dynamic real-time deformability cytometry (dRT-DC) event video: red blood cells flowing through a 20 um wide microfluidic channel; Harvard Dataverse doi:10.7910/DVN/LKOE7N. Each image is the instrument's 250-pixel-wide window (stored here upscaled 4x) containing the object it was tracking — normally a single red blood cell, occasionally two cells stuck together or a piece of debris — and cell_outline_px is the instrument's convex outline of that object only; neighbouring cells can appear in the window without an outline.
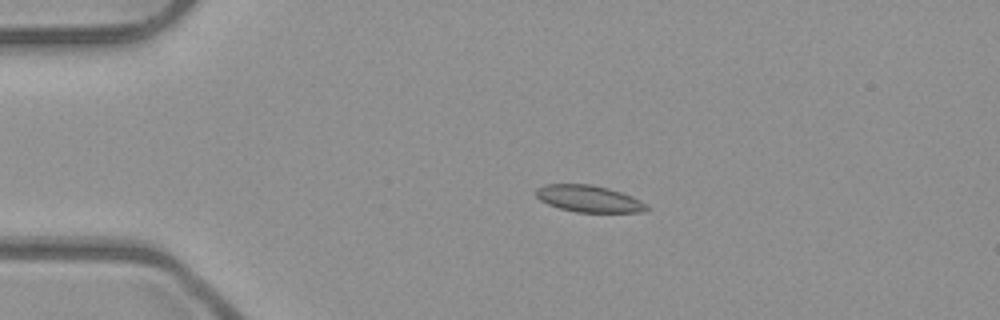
{"species": "common noctule bat (a hibernating species)", "species_latin": "Nyctalus noctula", "temperature_condition": "room temperature", "stored_images_in_passage": 4, "camera_frame_rate_fps": 3000, "um_per_image_px": 0.085, "animal": {"sex": "male", "body_mass_g": 23.1, "forearm_length_mm": 52.7}, "frame": {"image": 1, "passage_image": 3, "time_ms": 0.667, "image_size_px": [1000, 320], "cell_outline_px": [[648, 208], [644, 212], [576, 212], [560, 208], [548, 204], [540, 200], [536, 196], [536, 188], [544, 184], [592, 184], [608, 188], [632, 196], [648, 204]], "centroid_in_image_um": [50.05, 16.89], "position_along_channel_um": 35.0, "area_um2": 17.28}}